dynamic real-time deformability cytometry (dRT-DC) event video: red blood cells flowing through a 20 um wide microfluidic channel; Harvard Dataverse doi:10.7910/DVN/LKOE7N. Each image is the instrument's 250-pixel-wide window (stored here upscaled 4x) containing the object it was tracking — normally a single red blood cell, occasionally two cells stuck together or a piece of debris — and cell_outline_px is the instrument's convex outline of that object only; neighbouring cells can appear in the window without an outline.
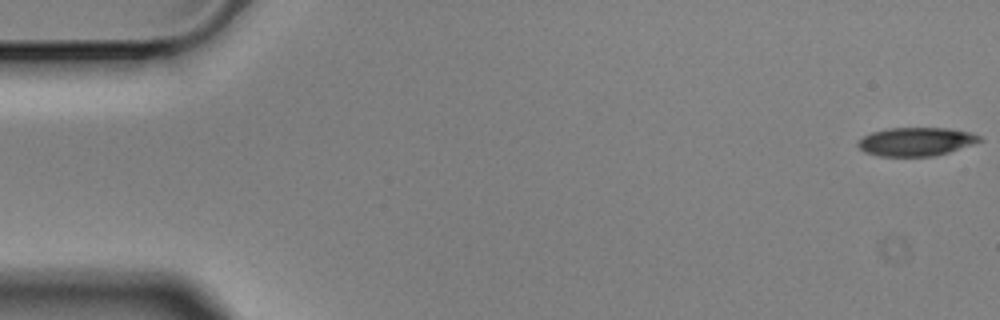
{"species": "Egyptian fruit bat (a non-hibernating species)", "species_latin": "Rousettus aegyptiacus", "temperature_condition": "cold", "stored_images_in_passage": 56, "camera_frame_rate_fps": 3000, "um_per_image_px": 0.085, "animal": {"sex": "male"}, "frame": {"image": 1, "passage_image": 1, "time_ms": 0.0, "image_size_px": [1000, 320], "cell_outline_px": [[984, 140], [936, 156], [880, 156], [864, 152], [856, 144], [864, 136], [872, 132], [888, 128], [948, 128], [972, 132], [980, 136]], "centroid_in_image_um": [77.88, 12.03], "position_along_channel_um": 7.1, "area_um2": 20.17}}
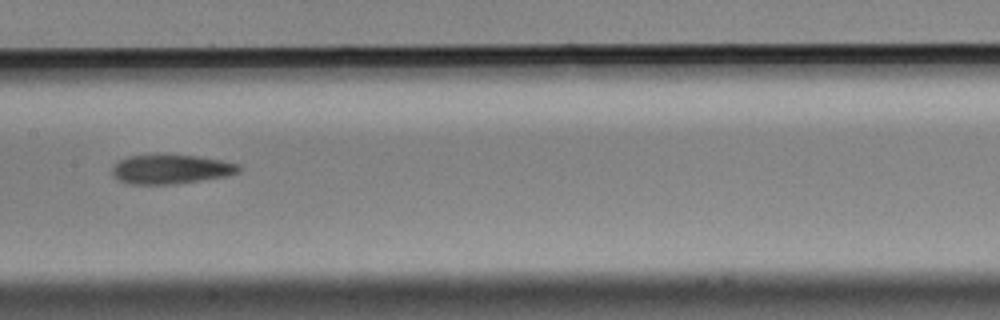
{"frame": {"image": 2, "passage_image": 28, "time_ms": 9.0, "image_size_px": [1000, 320], "cell_outline_px": [[244, 168], [240, 172], [228, 176], [172, 184], [128, 184], [116, 180], [112, 172], [112, 168], [120, 160], [128, 156], [200, 156], [240, 164]], "centroid_in_image_um": [14.57, 14.4], "position_along_channel_um": 192.8, "area_um2": 21.39}}
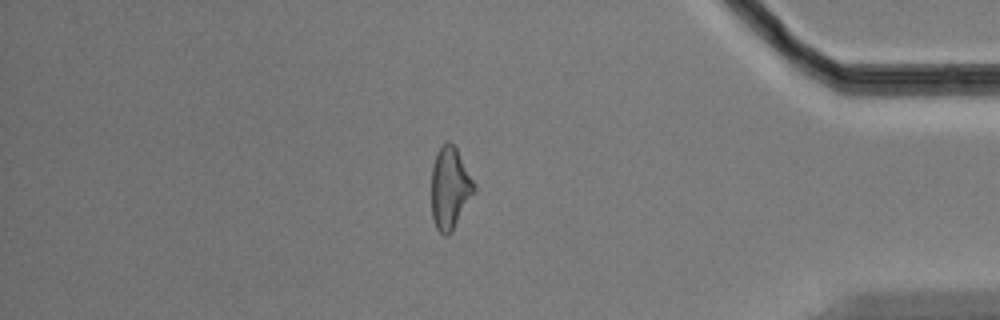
{"frame": {"image": 3, "passage_image": 48, "time_ms": 15.667, "image_size_px": [1000, 320], "cell_outline_px": [[476, 192], [452, 232], [448, 236], [444, 236], [436, 228], [432, 216], [432, 164], [440, 148], [448, 140], [456, 148], [476, 184]], "centroid_in_image_um": [38.27, 16.03], "position_along_channel_um": 396.9, "area_um2": 20.52}, "authors_computed_cell_mechanics": {"area_um2": 21.3571, "velocity_mm_per_s": 3.5673, "shape_relaxation_time_tau1_ms": 7.1699, "shape_relaxation_time_tau2_ms": null, "deformation_change_tau1": 0.1941, "deformation_change_tau2": null}}